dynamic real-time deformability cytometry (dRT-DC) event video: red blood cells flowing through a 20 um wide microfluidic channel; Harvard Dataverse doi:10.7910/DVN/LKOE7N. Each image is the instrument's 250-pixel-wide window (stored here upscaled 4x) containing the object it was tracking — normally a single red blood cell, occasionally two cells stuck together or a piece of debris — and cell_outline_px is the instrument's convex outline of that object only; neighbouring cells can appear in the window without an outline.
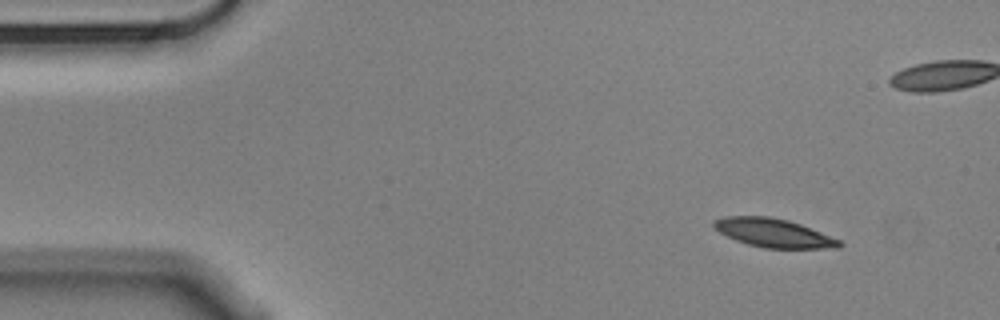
{"species": "Egyptian fruit bat (a non-hibernating species)", "species_latin": "Rousettus aegyptiacus", "temperature_condition": "cold", "stored_images_in_passage": 53, "camera_frame_rate_fps": 3000, "um_per_image_px": 0.085, "animal": {"sex": "male"}, "frame": {"image": 1, "passage_image": 1, "time_ms": 0.0, "image_size_px": [1000, 320], "cell_outline_px": [[844, 244], [840, 248], [764, 248], [748, 244], [736, 240], [720, 232], [712, 224], [712, 220], [728, 216], [768, 216], [788, 220], [800, 224], [840, 240]], "centroid_in_image_um": [65.76, 19.8], "position_along_channel_um": 19.2, "area_um2": 20.75}}
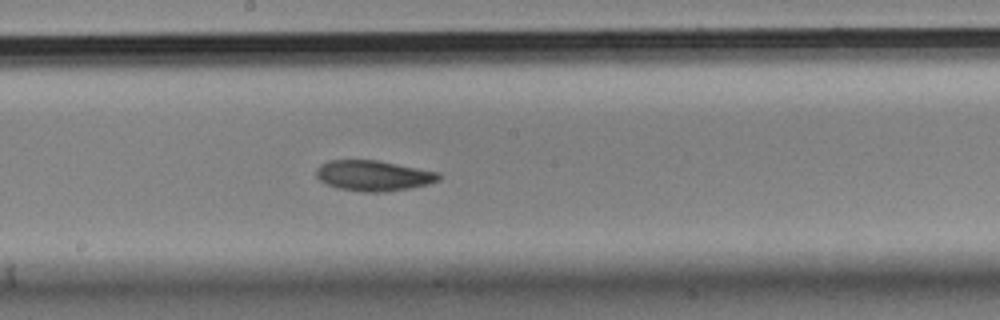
{"frame": {"image": 2, "passage_image": 25, "time_ms": 8.0, "image_size_px": [1000, 320], "cell_outline_px": [[440, 180], [428, 184], [408, 188], [384, 192], [360, 192], [336, 188], [320, 180], [316, 176], [316, 168], [320, 164], [328, 160], [376, 160], [440, 172]], "centroid_in_image_um": [31.72, 14.93], "position_along_channel_um": 216.5, "area_um2": 21.85}}
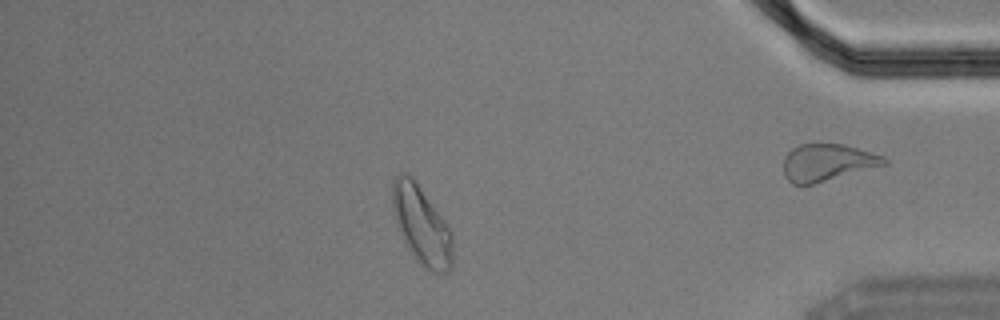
{"frame": {"image": 3, "passage_image": 44, "time_ms": 14.333, "image_size_px": [1000, 320], "cell_outline_px": [[452, 268], [448, 272], [428, 272], [416, 260], [408, 248], [396, 224], [392, 212], [392, 184], [396, 176], [400, 172], [404, 172], [412, 176], [444, 220], [452, 232]], "centroid_in_image_um": [35.82, 19.15], "position_along_channel_um": 399.4, "area_um2": 27.51}, "authors_computed_cell_mechanics": {"area_um2": 22.1374, "velocity_mm_per_s": 3.5008, "shape_relaxation_time_tau1_ms": 6.4649, "shape_relaxation_time_tau2_ms": 6.5486, "deformation_change_tau1": 0.137, "deformation_change_tau2": 0.1287}}